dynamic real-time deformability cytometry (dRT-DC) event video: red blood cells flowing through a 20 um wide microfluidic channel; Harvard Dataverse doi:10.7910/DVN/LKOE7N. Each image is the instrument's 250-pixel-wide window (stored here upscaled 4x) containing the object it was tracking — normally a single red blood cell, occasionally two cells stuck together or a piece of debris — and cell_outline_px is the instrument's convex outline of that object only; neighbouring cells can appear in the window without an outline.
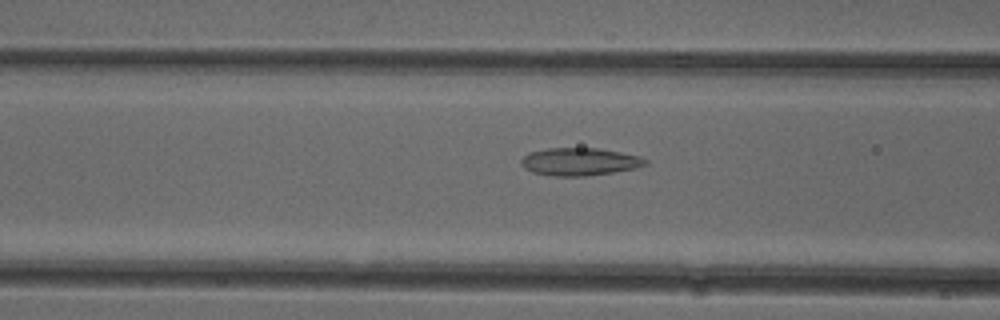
{"species": "common noctule bat (a hibernating species)", "species_latin": "Nyctalus noctula", "temperature_condition": "cold", "stored_images_in_passage": 38, "camera_frame_rate_fps": 3000, "um_per_image_px": 0.085, "animal": {"sex": "female"}, "frame": {"image": 1, "passage_image": 7, "time_ms": 2.0, "image_size_px": [1000, 320], "cell_outline_px": [[648, 164], [636, 168], [612, 172], [584, 176], [552, 176], [532, 172], [524, 168], [520, 164], [520, 160], [528, 152], [548, 148], [596, 148], [620, 152], [640, 156], [648, 160]], "centroid_in_image_um": [49.24, 13.74], "position_along_channel_um": 117.4, "area_um2": 20.11}}
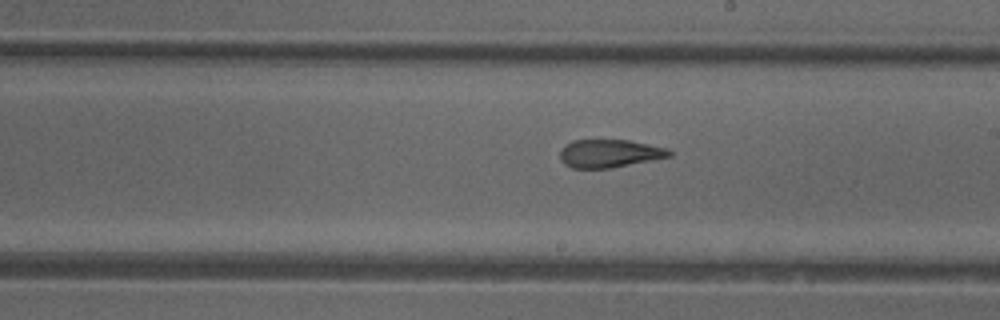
{"frame": {"image": 2, "passage_image": 16, "time_ms": 5.0, "image_size_px": [1000, 320], "cell_outline_px": [[672, 156], [652, 160], [608, 168], [572, 168], [564, 164], [560, 160], [560, 148], [564, 144], [572, 140], [628, 140], [668, 148], [672, 152]], "centroid_in_image_um": [51.77, 13.03], "position_along_channel_um": 237.2, "area_um2": 17.92}}
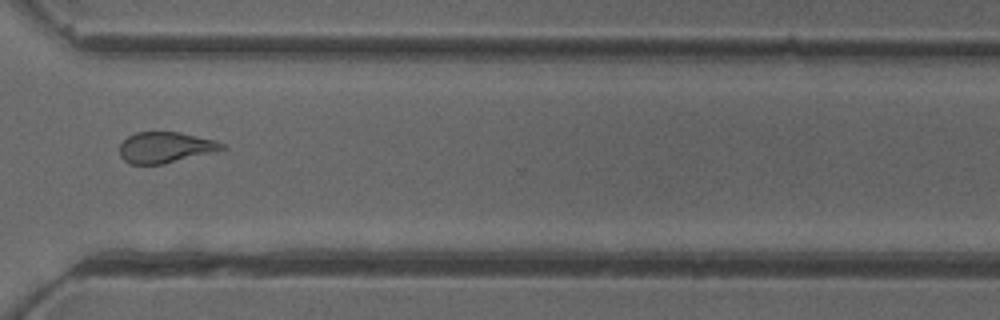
{"frame": {"image": 3, "passage_image": 25, "time_ms": 8.0, "image_size_px": [1000, 320], "cell_outline_px": [[228, 148], [216, 152], [164, 164], [128, 164], [120, 156], [120, 144], [128, 136], [136, 132], [180, 132], [216, 140], [224, 144]], "centroid_in_image_um": [14.09, 12.53], "position_along_channel_um": 356.5, "area_um2": 18.67}, "authors_computed_cell_mechanics": {"area_um2": 19.1607, "velocity_mm_per_s": 3.9939, "shape_relaxation_time_tau1_ms": 5.7704, "shape_relaxation_time_tau2_ms": 1.715, "deformation_change_tau1": 0.1681, "deformation_change_tau2": 0.1146}}